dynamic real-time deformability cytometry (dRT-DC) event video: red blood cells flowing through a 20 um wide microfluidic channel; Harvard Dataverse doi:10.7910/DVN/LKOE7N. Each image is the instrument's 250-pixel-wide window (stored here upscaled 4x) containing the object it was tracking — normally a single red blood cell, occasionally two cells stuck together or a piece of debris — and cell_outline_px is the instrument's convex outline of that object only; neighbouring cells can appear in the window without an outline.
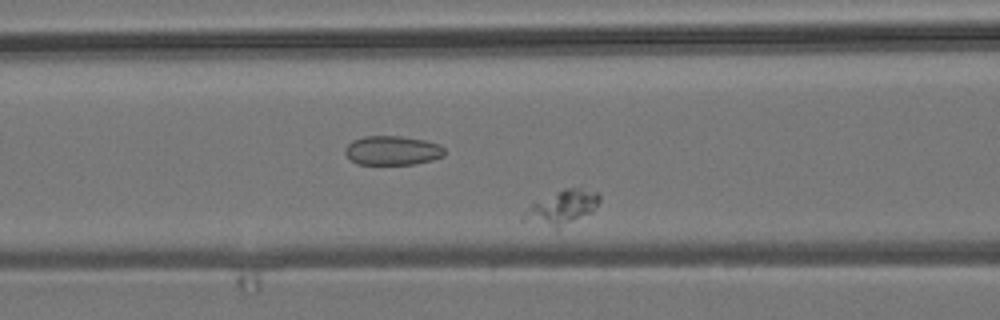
{"species": "common noctule bat (a hibernating species)", "species_latin": "Nyctalus noctula", "temperature_condition": "room temperature", "stored_images_in_passage": 50, "camera_frame_rate_fps": 3000, "um_per_image_px": 0.085, "animal": {"sex": "male", "body_mass_g": 19.2, "forearm_length_mm": 51.8}, "frame": {"image": 1, "passage_image": 19, "time_ms": 6.0, "image_size_px": [1000, 320], "cell_outline_px": [[600, 200], [592, 212], [556, 228], [520, 220], [520, 216], [532, 204], [564, 188], [580, 188], [596, 192], [600, 196]], "centroid_in_image_um": [47.75, 17.63], "position_along_channel_um": 118.9, "area_um2": 14.57}}
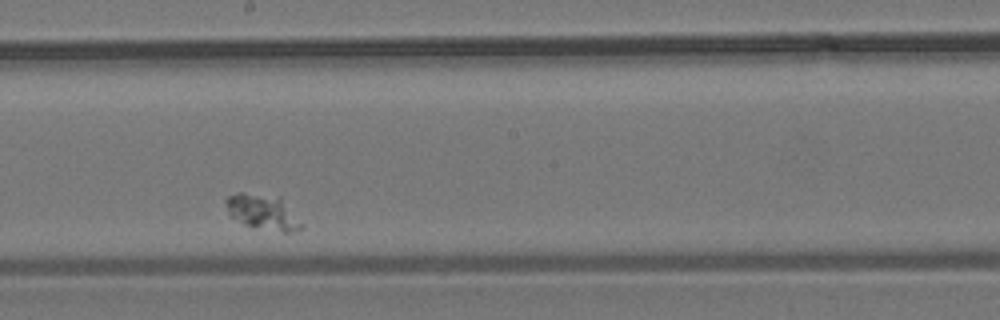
{"frame": {"image": 2, "passage_image": 29, "time_ms": 9.333, "image_size_px": [1000, 320], "cell_outline_px": [[304, 228], [300, 232], [284, 232], [244, 224], [228, 216], [224, 200], [228, 196], [236, 192], [244, 192], [280, 196], [304, 224]], "centroid_in_image_um": [22.35, 18.01], "position_along_channel_um": 225.8, "area_um2": 15.9}}
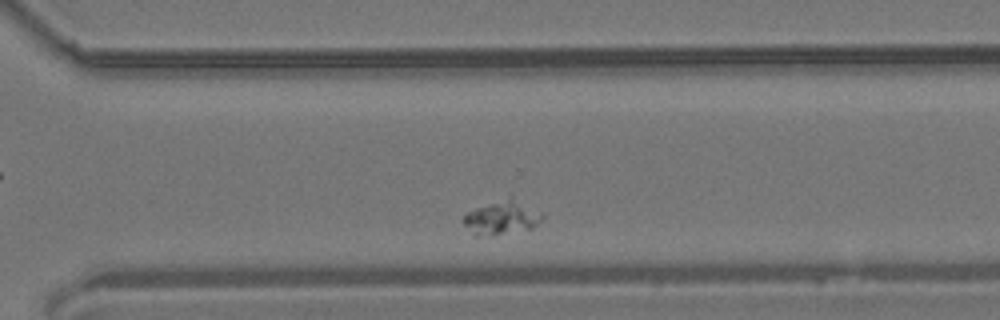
{"frame": {"image": 3, "passage_image": 38, "time_ms": 12.333, "image_size_px": [1000, 320], "cell_outline_px": [[544, 216], [532, 228], [476, 236], [464, 224], [464, 216], [468, 212], [476, 208], [512, 196], [544, 212]], "centroid_in_image_um": [42.71, 18.45], "position_along_channel_um": 327.9, "area_um2": 15.03}}